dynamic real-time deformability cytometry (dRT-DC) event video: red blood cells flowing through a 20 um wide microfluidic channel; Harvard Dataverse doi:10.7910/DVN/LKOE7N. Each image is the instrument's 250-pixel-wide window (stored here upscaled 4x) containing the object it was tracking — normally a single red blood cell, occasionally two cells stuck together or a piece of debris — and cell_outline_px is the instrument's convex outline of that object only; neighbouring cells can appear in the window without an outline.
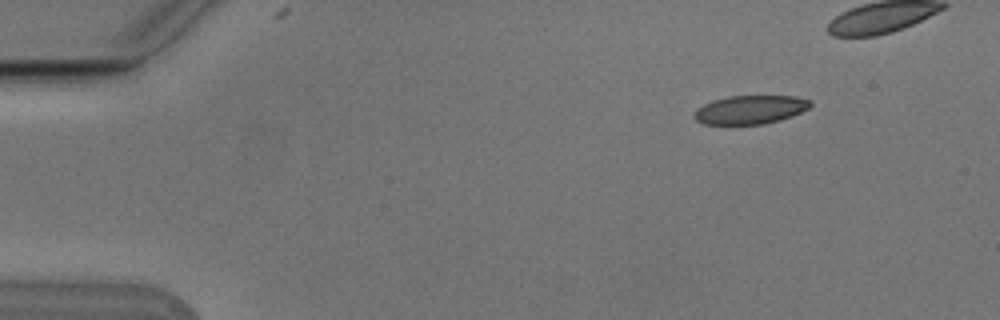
{"species": "Egyptian fruit bat (a non-hibernating species)", "species_latin": "Rousettus aegyptiacus", "temperature_condition": "cold", "stored_images_in_passage": 8, "camera_frame_rate_fps": 3000, "um_per_image_px": 0.085, "animal": {"sex": "male"}, "frame": {"image": 1, "passage_image": 2, "time_ms": 0.333, "image_size_px": [1000, 320], "cell_outline_px": [[812, 104], [808, 108], [792, 116], [780, 120], [764, 124], [704, 124], [696, 120], [692, 116], [696, 108], [712, 100], [728, 96], [796, 96], [812, 100]], "centroid_in_image_um": [63.76, 9.32], "position_along_channel_um": 21.2, "area_um2": 19.48}}
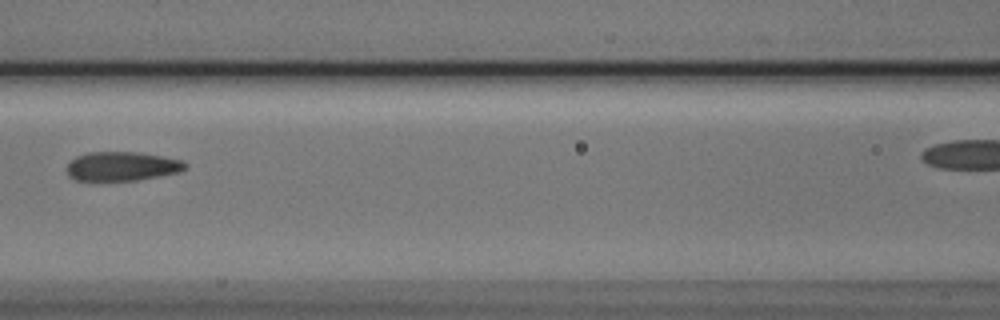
{"frame": {"image": 2, "passage_image": 7, "time_ms": 2.0, "image_size_px": [1000, 320], "cell_outline_px": [[188, 168], [180, 172], [136, 180], [72, 180], [68, 176], [68, 164], [76, 156], [88, 152], [136, 152], [184, 160], [188, 164]], "centroid_in_image_um": [10.4, 14.13], "position_along_channel_um": 156.2, "area_um2": 20.06}}
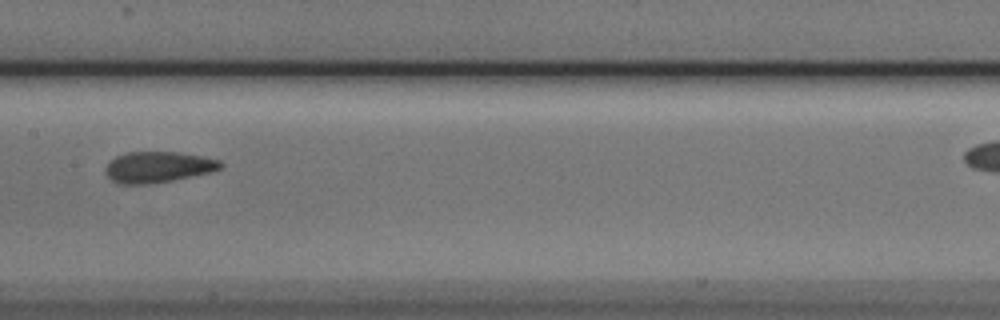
{"frame": {"image": 3, "passage_image": 8, "time_ms": 2.333, "image_size_px": [1000, 320], "cell_outline_px": [[224, 164], [220, 168], [208, 172], [172, 180], [152, 184], [116, 184], [108, 176], [104, 168], [116, 156], [128, 152], [176, 152], [200, 156], [220, 160]], "centroid_in_image_um": [13.4, 14.2], "position_along_channel_um": 194.0, "area_um2": 20.52}}